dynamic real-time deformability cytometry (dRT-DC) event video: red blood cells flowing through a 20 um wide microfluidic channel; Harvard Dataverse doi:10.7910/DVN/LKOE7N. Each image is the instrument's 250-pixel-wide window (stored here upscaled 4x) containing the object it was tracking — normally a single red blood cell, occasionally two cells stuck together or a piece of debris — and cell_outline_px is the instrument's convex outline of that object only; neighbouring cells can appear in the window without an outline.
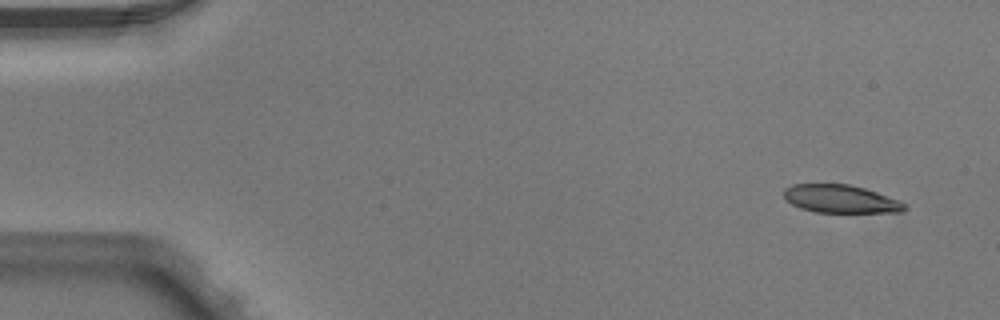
{"species": "Egyptian fruit bat (a non-hibernating species)", "species_latin": "Rousettus aegyptiacus", "temperature_condition": "warm", "stored_images_in_passage": 5, "camera_frame_rate_fps": 3000, "um_per_image_px": 0.085, "animal": {"sex": "male"}, "frame": {"image": 1, "passage_image": 1, "time_ms": 0.0, "image_size_px": [1000, 320], "cell_outline_px": [[908, 208], [900, 212], [816, 212], [800, 208], [784, 200], [784, 188], [792, 184], [848, 184], [864, 188], [900, 200], [908, 204]], "centroid_in_image_um": [71.46, 16.91], "position_along_channel_um": 13.5, "area_um2": 19.83}}
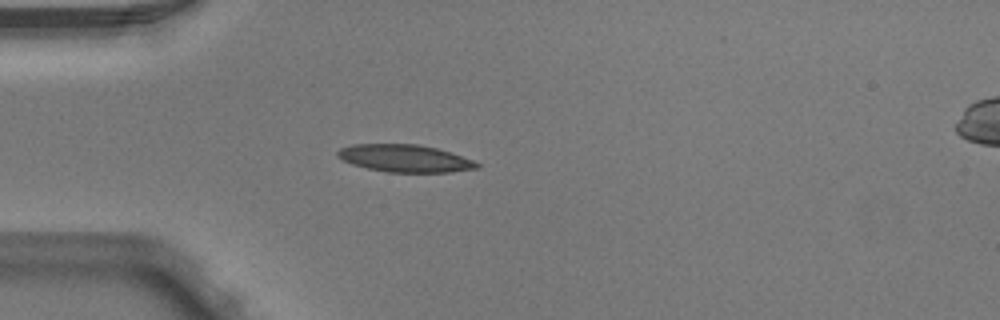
{"frame": {"image": 2, "passage_image": 4, "time_ms": 1.0, "image_size_px": [1000, 320], "cell_outline_px": [[480, 168], [448, 172], [388, 172], [368, 168], [352, 164], [336, 156], [336, 152], [340, 148], [352, 144], [420, 144], [436, 148], [472, 160], [480, 164]], "centroid_in_image_um": [34.38, 13.45], "position_along_channel_um": 50.6, "area_um2": 22.08}}